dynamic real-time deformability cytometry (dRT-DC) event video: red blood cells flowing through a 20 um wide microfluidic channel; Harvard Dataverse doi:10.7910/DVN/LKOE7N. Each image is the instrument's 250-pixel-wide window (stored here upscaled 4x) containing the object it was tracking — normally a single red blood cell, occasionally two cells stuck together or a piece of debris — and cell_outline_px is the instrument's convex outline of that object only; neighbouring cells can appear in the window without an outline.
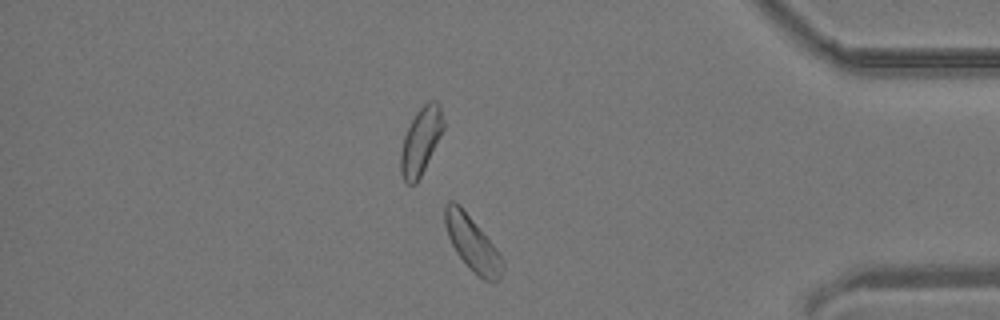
{"species": "common noctule bat (a hibernating species)", "species_latin": "Nyctalus noctula", "temperature_condition": "room temperature", "stored_images_in_passage": 43, "camera_frame_rate_fps": 3000, "um_per_image_px": 0.085, "animal": {"sex": "male", "body_mass_g": 19.2, "forearm_length_mm": 51.8}, "frame": {"image": 1, "passage_image": 37, "time_ms": 12.0, "image_size_px": [1000, 320], "cell_outline_px": [[504, 268], [500, 276], [496, 280], [484, 280], [456, 252], [448, 236], [444, 224], [444, 204], [448, 200], [452, 200], [460, 204], [496, 248], [504, 264]], "centroid_in_image_um": [40.1, 20.6], "position_along_channel_um": 395.1, "area_um2": 17.86}}